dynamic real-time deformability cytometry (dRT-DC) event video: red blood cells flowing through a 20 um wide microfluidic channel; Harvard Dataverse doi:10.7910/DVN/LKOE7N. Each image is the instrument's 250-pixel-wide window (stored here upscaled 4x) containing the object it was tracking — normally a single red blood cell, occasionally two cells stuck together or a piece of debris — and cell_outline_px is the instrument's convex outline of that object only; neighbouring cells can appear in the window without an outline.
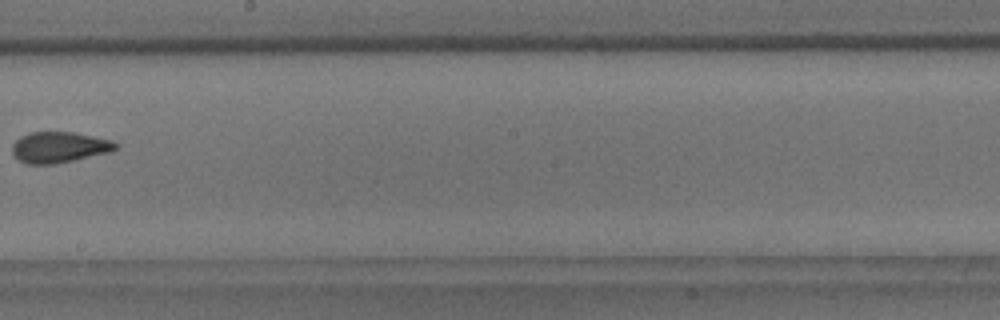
{"species": "common noctule bat (a hibernating species)", "species_latin": "Nyctalus noctula", "temperature_condition": "room temperature", "stored_images_in_passage": 11, "camera_frame_rate_fps": 3000, "um_per_image_px": 0.085, "animal": {"sex": "male", "body_mass_g": 18.8}, "frame": {"image": 1, "passage_image": 10, "time_ms": 11.333, "image_size_px": [1000, 320], "cell_outline_px": [[116, 148], [112, 152], [56, 164], [28, 164], [16, 160], [12, 152], [12, 144], [20, 136], [28, 132], [76, 132], [112, 140], [116, 144]], "centroid_in_image_um": [5.0, 12.52], "position_along_channel_um": 243.2, "area_um2": 18.9}}
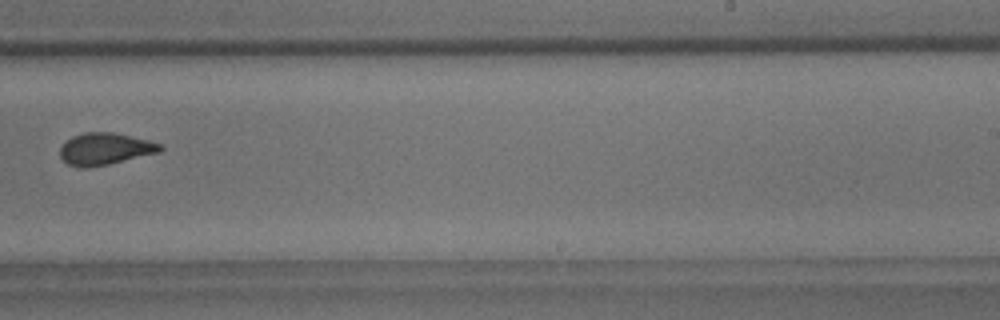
{"frame": {"image": 2, "passage_image": 11, "time_ms": 12.333, "image_size_px": [1000, 320], "cell_outline_px": [[164, 148], [160, 152], [108, 164], [88, 168], [80, 168], [68, 164], [60, 156], [60, 148], [72, 136], [84, 132], [112, 132], [148, 140], [160, 144]], "centroid_in_image_um": [8.92, 12.66], "position_along_channel_um": 280.1, "area_um2": 18.5}}